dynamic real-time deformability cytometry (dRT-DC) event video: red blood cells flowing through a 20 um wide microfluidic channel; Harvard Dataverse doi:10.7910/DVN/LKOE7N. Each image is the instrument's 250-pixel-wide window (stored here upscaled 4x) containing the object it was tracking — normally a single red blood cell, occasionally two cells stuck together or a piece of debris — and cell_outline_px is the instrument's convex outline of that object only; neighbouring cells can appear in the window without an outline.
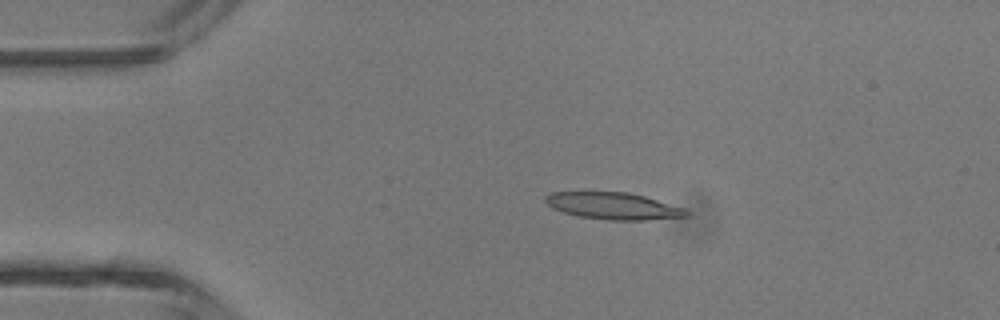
{"species": "common noctule bat (a hibernating species)", "species_latin": "Nyctalus noctula", "temperature_condition": "room temperature", "stored_images_in_passage": 4, "camera_frame_rate_fps": 3000, "um_per_image_px": 0.085, "animal": {"sex": "male", "body_mass_g": 13.3}, "frame": {"image": 1, "passage_image": 3, "time_ms": 2.333, "image_size_px": [1000, 320], "cell_outline_px": [[692, 216], [644, 220], [608, 220], [576, 216], [552, 208], [544, 200], [544, 196], [552, 192], [628, 192], [644, 196], [684, 208], [692, 212]], "centroid_in_image_um": [52.16, 17.51], "position_along_channel_um": 32.8, "area_um2": 22.2}}